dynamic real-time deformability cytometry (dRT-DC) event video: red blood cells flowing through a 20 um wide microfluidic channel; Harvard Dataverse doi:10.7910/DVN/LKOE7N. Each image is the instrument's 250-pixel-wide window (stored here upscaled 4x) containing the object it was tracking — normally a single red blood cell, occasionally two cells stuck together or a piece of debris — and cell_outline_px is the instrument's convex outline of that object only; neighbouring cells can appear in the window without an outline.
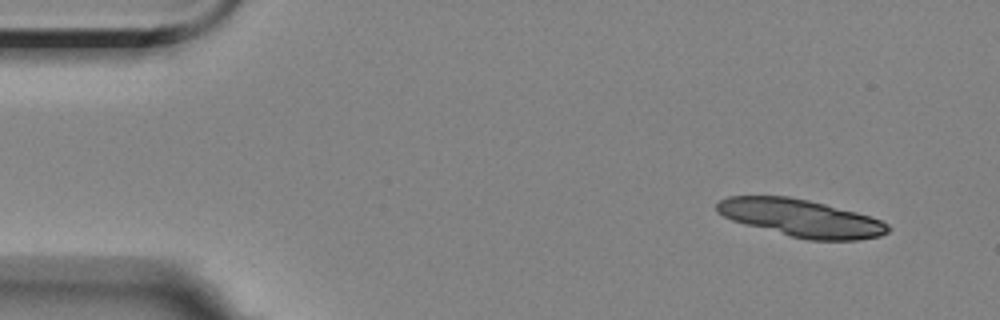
{"species": "Egyptian fruit bat (a non-hibernating species)", "species_latin": "Rousettus aegyptiacus", "temperature_condition": "room temperature", "stored_images_in_passage": 9, "camera_frame_rate_fps": 3000, "um_per_image_px": 0.085, "animal": {"sex": "female"}, "frame": {"image": 1, "passage_image": 1, "time_ms": 0.0, "image_size_px": [1000, 320], "cell_outline_px": [[892, 228], [888, 232], [880, 236], [856, 240], [808, 240], [744, 224], [732, 220], [716, 212], [716, 204], [720, 200], [728, 196], [788, 196], [808, 200], [856, 212], [880, 220], [888, 224]], "centroid_in_image_um": [68.08, 18.53], "position_along_channel_um": 16.9, "area_um2": 37.05}}
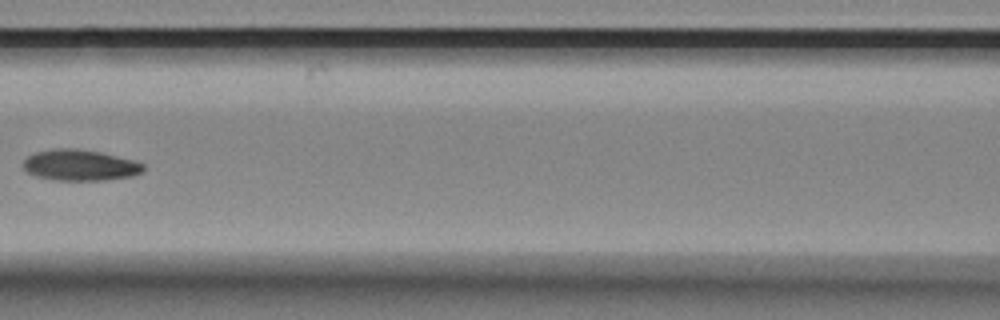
{"frame": {"image": 2, "passage_image": 7, "time_ms": 7.0, "image_size_px": [1000, 320], "cell_outline_px": [[144, 168], [140, 172], [132, 176], [104, 180], [52, 180], [36, 176], [28, 172], [24, 168], [24, 160], [28, 156], [36, 152], [56, 148], [76, 148], [100, 152], [132, 160], [144, 164]], "centroid_in_image_um": [6.78, 14.04], "position_along_channel_um": 159.8, "area_um2": 21.5}}
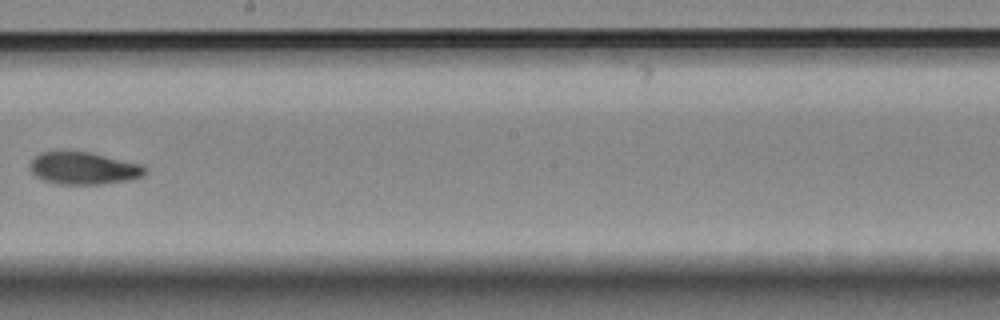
{"frame": {"image": 3, "passage_image": 9, "time_ms": 9.333, "image_size_px": [1000, 320], "cell_outline_px": [[148, 168], [140, 176], [128, 180], [100, 184], [60, 184], [44, 180], [36, 176], [32, 172], [32, 160], [40, 152], [60, 148], [88, 152], [140, 164]], "centroid_in_image_um": [7.05, 14.26], "position_along_channel_um": 241.1, "area_um2": 21.73}}